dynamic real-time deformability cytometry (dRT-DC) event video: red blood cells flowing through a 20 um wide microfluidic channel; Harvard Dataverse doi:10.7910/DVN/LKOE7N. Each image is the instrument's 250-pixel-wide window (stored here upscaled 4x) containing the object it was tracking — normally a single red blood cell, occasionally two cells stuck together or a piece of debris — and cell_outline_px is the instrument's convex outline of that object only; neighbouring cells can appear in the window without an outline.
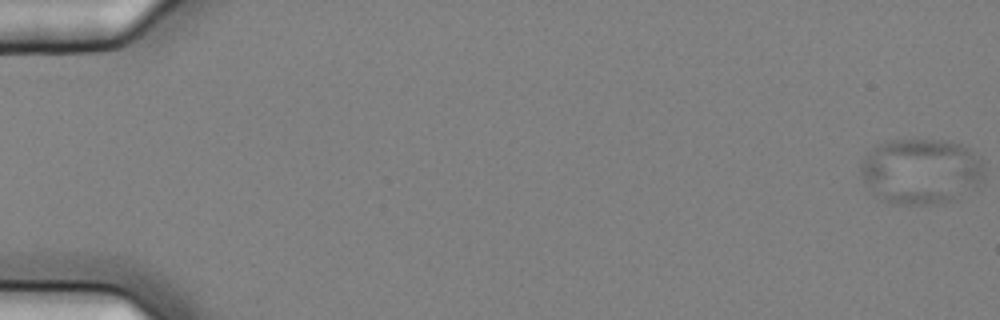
{"species": "common noctule bat (a hibernating species)", "species_latin": "Nyctalus noctula", "temperature_condition": "cold", "stored_images_in_passage": 11, "camera_frame_rate_fps": 3000, "um_per_image_px": 0.085, "animal": {"sex": "female", "body_mass_g": 25.1}, "frame": {"image": 1, "passage_image": 1, "time_ms": 0.0, "image_size_px": [1000, 320], "cell_outline_px": [[984, 180], [952, 200], [944, 204], [892, 204], [876, 196], [864, 184], [860, 172], [860, 164], [864, 156], [876, 144], [892, 140], [948, 140], [960, 144], [968, 148], [980, 156], [984, 160]], "centroid_in_image_um": [78.28, 14.55], "position_along_channel_um": 6.7, "area_um2": 47.8}}